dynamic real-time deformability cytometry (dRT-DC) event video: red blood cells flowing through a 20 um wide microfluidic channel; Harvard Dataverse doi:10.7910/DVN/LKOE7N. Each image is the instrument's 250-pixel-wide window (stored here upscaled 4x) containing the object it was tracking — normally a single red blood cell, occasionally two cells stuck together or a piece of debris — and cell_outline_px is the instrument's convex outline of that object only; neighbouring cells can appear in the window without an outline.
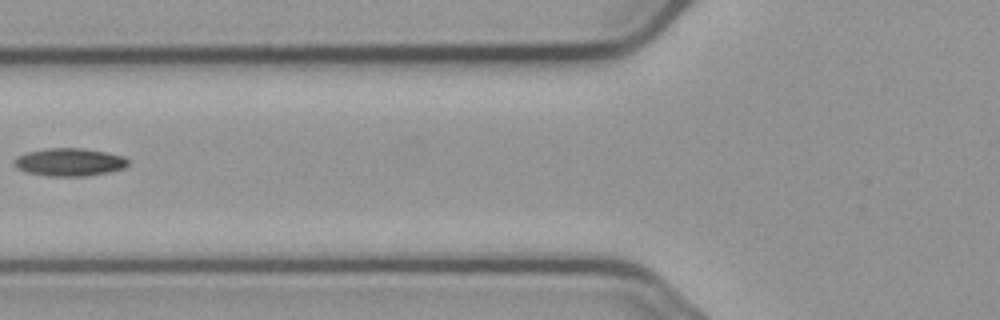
{"species": "common noctule bat (a hibernating species)", "species_latin": "Nyctalus noctula", "temperature_condition": "cold", "stored_images_in_passage": 7, "camera_frame_rate_fps": 3000, "um_per_image_px": 0.085, "animal": {"sex": "male", "body_mass_g": 23.1, "forearm_length_mm": 52.7}, "frame": {"image": 1, "passage_image": 6, "time_ms": 7.333, "image_size_px": [1000, 320], "cell_outline_px": [[128, 164], [124, 168], [108, 172], [84, 176], [48, 176], [24, 172], [16, 168], [12, 164], [12, 160], [16, 156], [28, 152], [48, 148], [80, 148], [104, 152], [124, 156], [128, 160]], "centroid_in_image_um": [5.84, 13.78], "position_along_channel_um": 120.0, "area_um2": 18.55}}
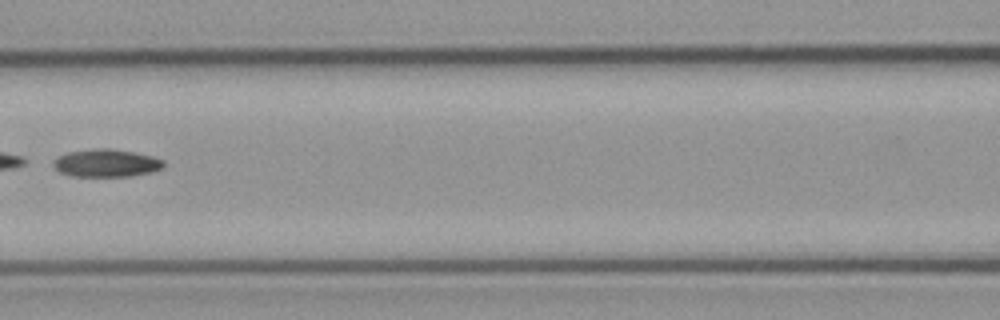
{"frame": {"image": 2, "passage_image": 7, "time_ms": 8.333, "image_size_px": [1000, 320], "cell_outline_px": [[164, 168], [152, 172], [132, 176], [72, 176], [60, 172], [52, 164], [60, 156], [68, 152], [100, 148], [108, 148], [136, 152], [152, 156], [164, 160]], "centroid_in_image_um": [9.1, 13.86], "position_along_channel_um": 157.5, "area_um2": 17.74}}